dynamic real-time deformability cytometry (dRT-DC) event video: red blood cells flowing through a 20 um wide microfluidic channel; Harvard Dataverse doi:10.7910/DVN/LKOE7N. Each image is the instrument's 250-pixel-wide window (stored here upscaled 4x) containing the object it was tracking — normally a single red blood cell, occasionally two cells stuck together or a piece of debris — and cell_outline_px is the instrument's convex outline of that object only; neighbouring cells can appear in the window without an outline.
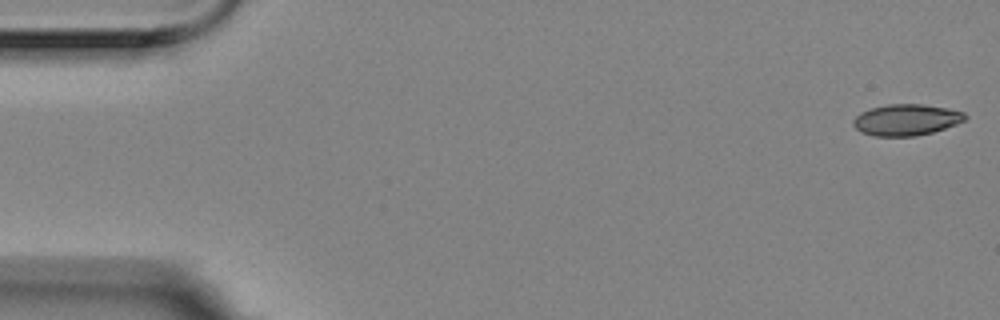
{"species": "Egyptian fruit bat (a non-hibernating species)", "species_latin": "Rousettus aegyptiacus", "temperature_condition": "room temperature", "stored_images_in_passage": 5, "camera_frame_rate_fps": 3000, "um_per_image_px": 0.085, "animal": {"sex": "female"}, "frame": {"image": 1, "passage_image": 1, "time_ms": 0.0, "image_size_px": [1000, 320], "cell_outline_px": [[968, 116], [964, 120], [956, 124], [932, 132], [916, 136], [876, 136], [860, 132], [852, 124], [852, 120], [860, 112], [872, 108], [888, 104], [924, 104], [948, 108], [964, 112]], "centroid_in_image_um": [77.02, 10.18], "position_along_channel_um": 8.0, "area_um2": 20.4}}
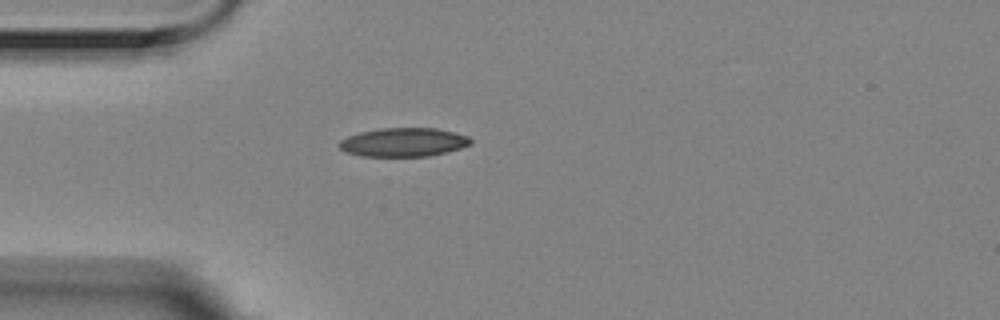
{"frame": {"image": 2, "passage_image": 5, "time_ms": 1.333, "image_size_px": [1000, 320], "cell_outline_px": [[472, 144], [460, 148], [428, 156], [360, 156], [344, 152], [336, 144], [340, 140], [348, 136], [360, 132], [380, 128], [436, 128], [468, 136], [472, 140]], "centroid_in_image_um": [34.25, 12.09], "position_along_channel_um": 50.7, "area_um2": 22.02}}